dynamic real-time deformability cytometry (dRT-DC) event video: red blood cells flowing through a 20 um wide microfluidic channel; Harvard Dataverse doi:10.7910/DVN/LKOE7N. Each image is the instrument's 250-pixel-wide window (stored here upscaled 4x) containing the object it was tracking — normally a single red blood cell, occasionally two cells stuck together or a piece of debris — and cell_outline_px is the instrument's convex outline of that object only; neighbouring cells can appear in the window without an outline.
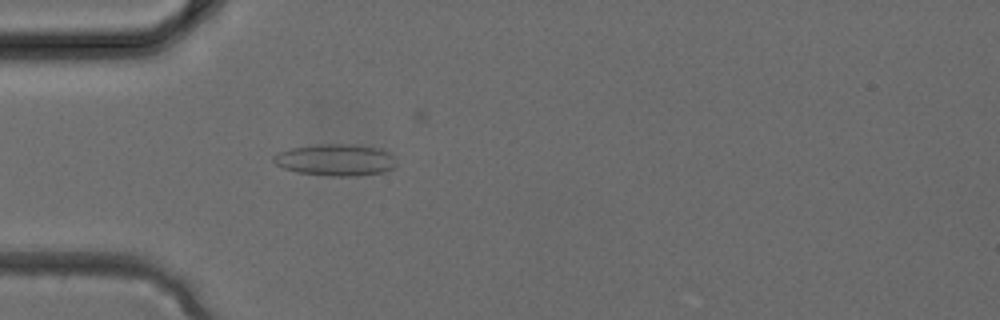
{"species": "common noctule bat (a hibernating species)", "species_latin": "Nyctalus noctula", "temperature_condition": "cold", "stored_images_in_passage": 3, "camera_frame_rate_fps": 3000, "um_per_image_px": 0.085, "animal": {"sex": "female", "body_mass_g": 24.6, "forearm_length_mm": 56.2}, "frame": {"image": 1, "passage_image": 3, "time_ms": 0.667, "image_size_px": [1000, 320], "cell_outline_px": [[396, 164], [392, 168], [384, 172], [356, 176], [332, 176], [296, 172], [284, 168], [276, 164], [272, 160], [272, 156], [276, 152], [292, 148], [320, 144], [356, 144], [380, 148], [388, 152], [392, 156]], "centroid_in_image_um": [28.51, 13.59], "position_along_channel_um": 56.5, "area_um2": 22.77}}